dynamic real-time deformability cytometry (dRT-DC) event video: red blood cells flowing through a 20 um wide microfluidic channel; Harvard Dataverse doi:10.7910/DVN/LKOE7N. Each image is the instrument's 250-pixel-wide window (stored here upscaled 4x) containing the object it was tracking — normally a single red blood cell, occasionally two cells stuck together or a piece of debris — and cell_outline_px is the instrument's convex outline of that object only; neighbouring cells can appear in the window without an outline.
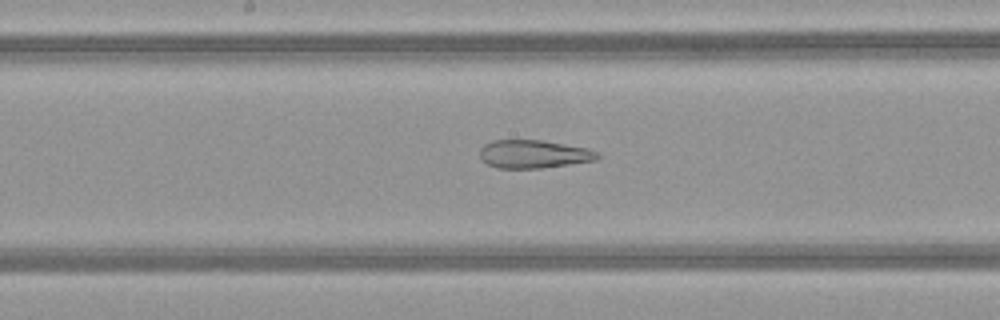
{"species": "common noctule bat (a hibernating species)", "species_latin": "Nyctalus noctula", "temperature_condition": "warm", "stored_images_in_passage": 38, "camera_frame_rate_fps": 3000, "um_per_image_px": 0.085, "animal": {"sex": "female", "body_mass_g": 21.9}, "frame": {"image": 1, "passage_image": 17, "time_ms": 5.333, "image_size_px": [1000, 320], "cell_outline_px": [[600, 156], [596, 160], [540, 168], [500, 168], [488, 164], [480, 160], [480, 148], [484, 144], [492, 140], [540, 140], [588, 148], [600, 152]], "centroid_in_image_um": [45.35, 13.09], "position_along_channel_um": 202.8, "area_um2": 19.31}}
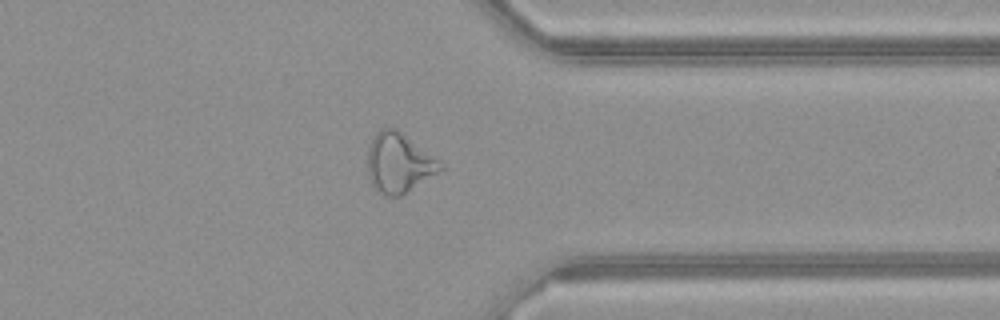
{"frame": {"image": 2, "passage_image": 30, "time_ms": 9.667, "image_size_px": [1000, 320], "cell_outline_px": [[448, 168], [400, 196], [388, 196], [380, 192], [372, 184], [368, 176], [368, 148], [372, 136], [380, 128], [396, 128]], "centroid_in_image_um": [33.91, 13.85], "position_along_channel_um": 377.5, "area_um2": 25.26}, "authors_computed_cell_mechanics": {"area_um2": 24.1893, "velocity_mm_per_s": 4.1624, "shape_relaxation_time_tau1_ms": null, "shape_relaxation_time_tau2_ms": 3.2046, "deformation_change_tau1": null, "deformation_change_tau2": 0.158}}